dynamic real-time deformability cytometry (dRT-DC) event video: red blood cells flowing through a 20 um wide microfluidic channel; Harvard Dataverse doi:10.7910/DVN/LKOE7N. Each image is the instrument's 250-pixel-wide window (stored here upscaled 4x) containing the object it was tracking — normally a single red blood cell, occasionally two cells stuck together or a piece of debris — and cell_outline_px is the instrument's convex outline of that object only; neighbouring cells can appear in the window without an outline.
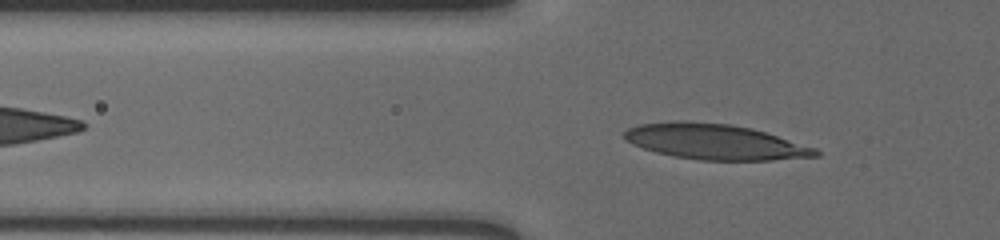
{"species": "human", "species_latin": "Homo sapiens", "temperature_condition": "cold", "stored_images_in_passage": 27, "camera_frame_rate_fps": 3000, "um_per_image_px": 0.085, "donor": {"sex": "male"}, "frame": {"image": 1, "passage_image": 3, "time_ms": 0.667, "image_size_px": [1000, 240], "cell_outline_px": [[820, 156], [772, 160], [700, 160], [672, 156], [656, 152], [632, 144], [624, 140], [624, 132], [628, 128], [640, 124], [680, 120], [684, 120], [728, 124], [752, 128], [816, 148], [820, 152]], "centroid_in_image_um": [60.75, 12.05], "position_along_channel_um": 65.0, "area_um2": 39.48}}
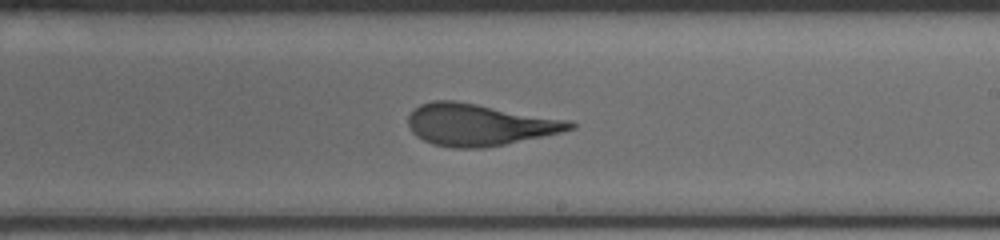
{"frame": {"image": 2, "passage_image": 16, "time_ms": 5.0, "image_size_px": [1000, 240], "cell_outline_px": [[576, 128], [560, 132], [504, 144], [484, 148], [452, 148], [432, 144], [416, 136], [412, 132], [408, 124], [408, 116], [420, 104], [432, 100], [452, 100], [572, 120], [576, 124]], "centroid_in_image_um": [40.73, 10.6], "position_along_channel_um": 248.3, "area_um2": 39.3}}
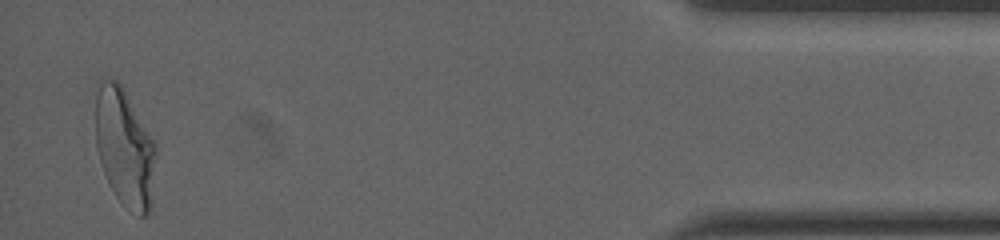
{"frame": {"image": 3, "passage_image": 27, "time_ms": 8.667, "image_size_px": [1000, 240], "cell_outline_px": [[156, 152], [152, 204], [148, 212], [144, 216], [140, 216], [120, 204], [108, 184], [100, 160], [96, 144], [96, 92], [100, 84], [104, 80], [116, 80], [120, 84], [156, 144]], "centroid_in_image_um": [10.61, 12.62], "position_along_channel_um": 424.6, "area_um2": 41.21}, "authors_computed_cell_mechanics": {"area_um2": 39.015, "velocity_mm_per_s": 3.6784, "shape_relaxation_time_tau1_ms": 4.3159, "shape_relaxation_time_tau2_ms": 0.8892, "deformation_change_tau1": 0.1938, "deformation_change_tau2": 0.0909}}